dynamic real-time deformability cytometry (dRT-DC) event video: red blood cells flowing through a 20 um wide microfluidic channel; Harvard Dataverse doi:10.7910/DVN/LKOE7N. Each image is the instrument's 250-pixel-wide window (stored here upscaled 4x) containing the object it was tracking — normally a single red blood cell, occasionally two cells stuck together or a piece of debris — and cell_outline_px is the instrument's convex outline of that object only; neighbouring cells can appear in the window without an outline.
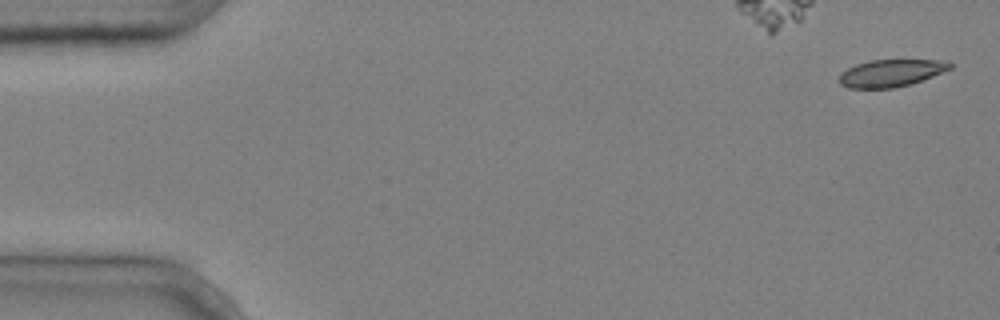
{"species": "common noctule bat (a hibernating species)", "species_latin": "Nyctalus noctula", "temperature_condition": "cold", "stored_images_in_passage": 3, "camera_frame_rate_fps": 3000, "um_per_image_px": 0.085, "animal": {"sex": "male", "body_mass_g": 20.4}, "frame": {"image": 1, "passage_image": 1, "time_ms": 0.0, "image_size_px": [1000, 320], "cell_outline_px": [[952, 68], [932, 76], [908, 84], [892, 88], [848, 88], [840, 84], [836, 80], [840, 72], [856, 64], [868, 60], [948, 60], [952, 64]], "centroid_in_image_um": [75.67, 6.2], "position_along_channel_um": 9.3, "area_um2": 17.63}}